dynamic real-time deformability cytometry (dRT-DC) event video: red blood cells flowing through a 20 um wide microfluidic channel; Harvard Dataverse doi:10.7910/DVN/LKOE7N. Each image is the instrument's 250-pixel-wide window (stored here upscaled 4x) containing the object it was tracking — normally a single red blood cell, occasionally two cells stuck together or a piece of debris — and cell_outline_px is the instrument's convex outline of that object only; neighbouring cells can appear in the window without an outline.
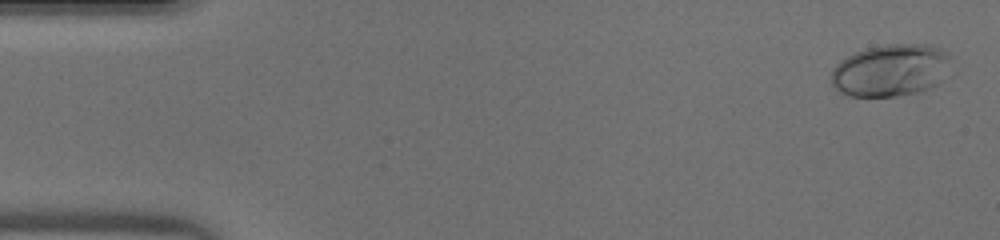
{"species": "human", "species_latin": "Homo sapiens", "temperature_condition": "warm", "stored_images_in_passage": 38, "camera_frame_rate_fps": 3000, "um_per_image_px": 0.085, "donor": {"sex": "male"}, "frame": {"image": 1, "passage_image": 2, "time_ms": 0.333, "image_size_px": [1000, 240], "cell_outline_px": [[952, 76], [940, 84], [924, 92], [896, 96], [848, 96], [836, 92], [832, 84], [832, 68], [840, 60], [856, 52], [868, 48], [884, 44], [924, 44], [948, 52], [952, 56]], "centroid_in_image_um": [75.81, 6.0], "position_along_channel_um": 9.2, "area_um2": 37.69}}
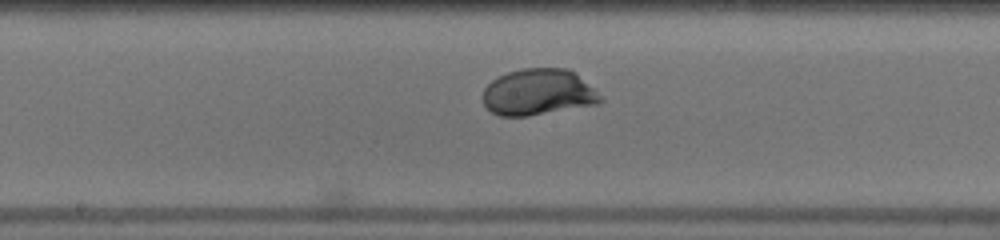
{"frame": {"image": 2, "passage_image": 24, "time_ms": 7.667, "image_size_px": [1000, 240], "cell_outline_px": [[604, 100], [600, 104], [528, 116], [500, 116], [492, 112], [484, 104], [484, 88], [492, 80], [508, 72], [524, 68], [568, 68], [576, 72]], "centroid_in_image_um": [45.77, 7.84], "position_along_channel_um": 202.4, "area_um2": 31.67}}
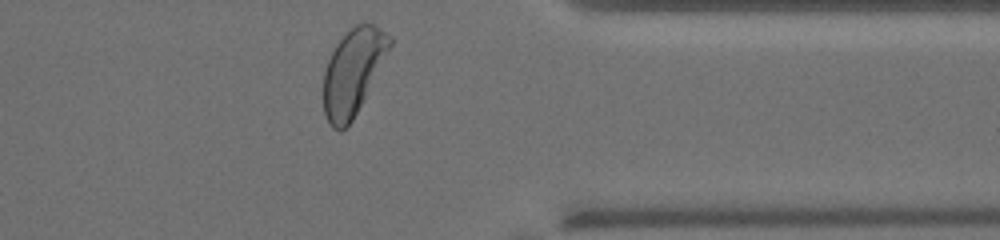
{"frame": {"image": 3, "passage_image": 37, "time_ms": 12.0, "image_size_px": [1000, 240], "cell_outline_px": [[392, 44], [352, 120], [340, 132], [332, 128], [328, 124], [324, 112], [324, 72], [328, 60], [336, 44], [348, 28], [356, 24], [372, 24], [380, 28], [392, 36]], "centroid_in_image_um": [29.98, 6.08], "position_along_channel_um": 381.4, "area_um2": 32.6}}